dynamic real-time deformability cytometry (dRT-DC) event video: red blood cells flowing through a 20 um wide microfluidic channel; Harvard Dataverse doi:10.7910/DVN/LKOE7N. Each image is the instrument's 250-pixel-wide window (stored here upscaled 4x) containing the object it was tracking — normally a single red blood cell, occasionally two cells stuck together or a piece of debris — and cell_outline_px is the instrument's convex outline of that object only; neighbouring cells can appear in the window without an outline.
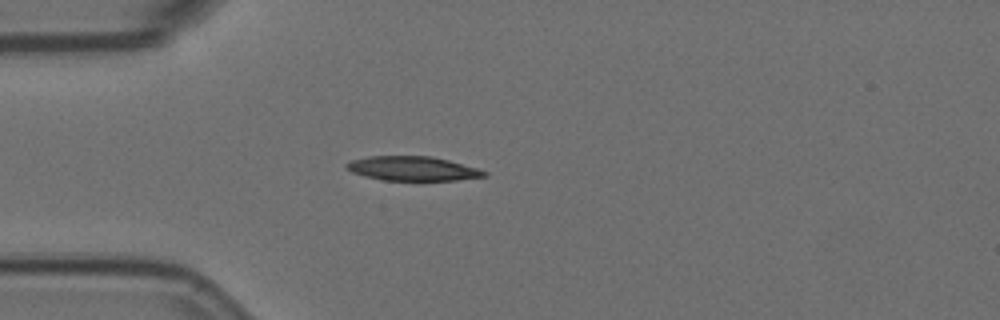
{"species": "Egyptian fruit bat (a non-hibernating species)", "species_latin": "Rousettus aegyptiacus", "temperature_condition": "room temperature", "stored_images_in_passage": 3, "camera_frame_rate_fps": 3000, "um_per_image_px": 0.085, "animal": {"sex": "female"}, "frame": {"image": 1, "passage_image": 3, "time_ms": 0.667, "image_size_px": [1000, 320], "cell_outline_px": [[488, 176], [456, 180], [384, 180], [364, 176], [352, 172], [344, 168], [344, 164], [352, 160], [368, 156], [432, 156], [448, 160], [476, 168], [488, 172]], "centroid_in_image_um": [35.04, 14.32], "position_along_channel_um": 50.0, "area_um2": 19.48}}